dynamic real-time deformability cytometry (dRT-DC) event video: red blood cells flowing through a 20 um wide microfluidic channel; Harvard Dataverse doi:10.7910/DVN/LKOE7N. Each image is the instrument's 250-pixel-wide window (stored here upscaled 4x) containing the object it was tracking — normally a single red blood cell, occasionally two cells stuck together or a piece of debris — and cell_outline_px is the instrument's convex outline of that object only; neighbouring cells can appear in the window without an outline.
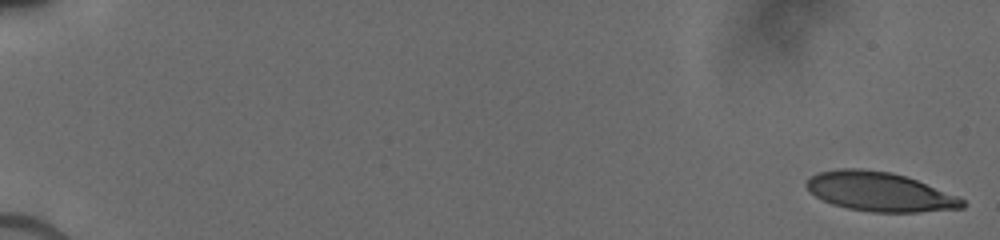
{"species": "human", "species_latin": "Homo sapiens", "temperature_condition": "cold", "stored_images_in_passage": 87, "camera_frame_rate_fps": 3000, "um_per_image_px": 0.085, "donor": {"sex": "male"}, "frame": {"image": 1, "passage_image": 1, "time_ms": 0.0, "image_size_px": [1000, 240], "cell_outline_px": [[964, 208], [916, 212], [872, 212], [848, 208], [832, 204], [816, 196], [804, 184], [812, 176], [820, 172], [840, 168], [860, 168], [892, 172], [916, 180], [956, 196], [964, 200]], "centroid_in_image_um": [74.75, 16.29], "position_along_channel_um": 10.2, "area_um2": 35.14}}
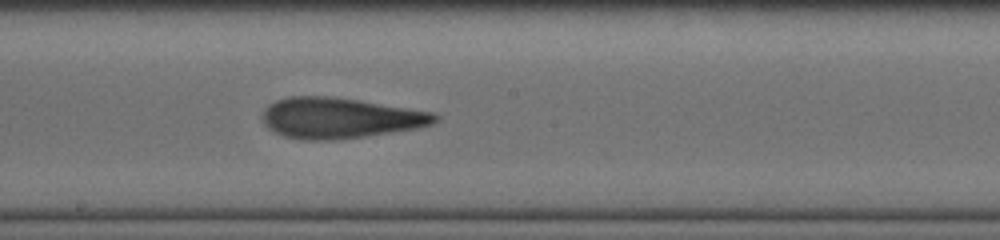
{"frame": {"image": 2, "passage_image": 40, "time_ms": 10.0, "image_size_px": [1000, 240], "cell_outline_px": [[440, 116], [432, 124], [416, 128], [364, 136], [336, 140], [300, 140], [284, 136], [268, 128], [264, 124], [264, 108], [268, 104], [276, 100], [288, 96], [328, 96], [356, 100], [436, 112]], "centroid_in_image_um": [28.88, 10.03], "position_along_channel_um": 219.3, "area_um2": 40.69}}
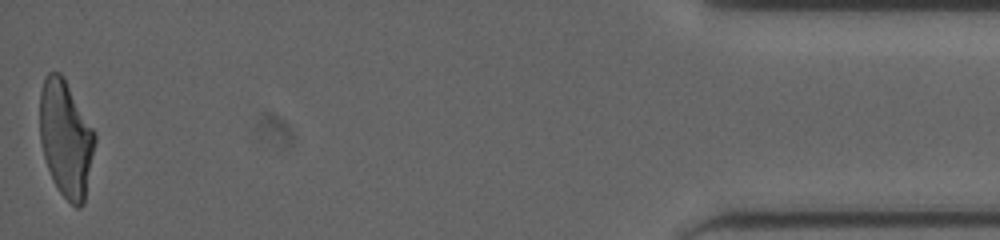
{"frame": {"image": 3, "passage_image": 86, "time_ms": 17.0, "image_size_px": [1000, 240], "cell_outline_px": [[96, 140], [84, 204], [80, 208], [76, 208], [60, 192], [48, 168], [44, 156], [40, 140], [40, 92], [44, 76], [48, 72], [60, 72], [64, 76], [96, 132]], "centroid_in_image_um": [5.61, 11.73], "position_along_channel_um": 429.6, "area_um2": 37.57}}